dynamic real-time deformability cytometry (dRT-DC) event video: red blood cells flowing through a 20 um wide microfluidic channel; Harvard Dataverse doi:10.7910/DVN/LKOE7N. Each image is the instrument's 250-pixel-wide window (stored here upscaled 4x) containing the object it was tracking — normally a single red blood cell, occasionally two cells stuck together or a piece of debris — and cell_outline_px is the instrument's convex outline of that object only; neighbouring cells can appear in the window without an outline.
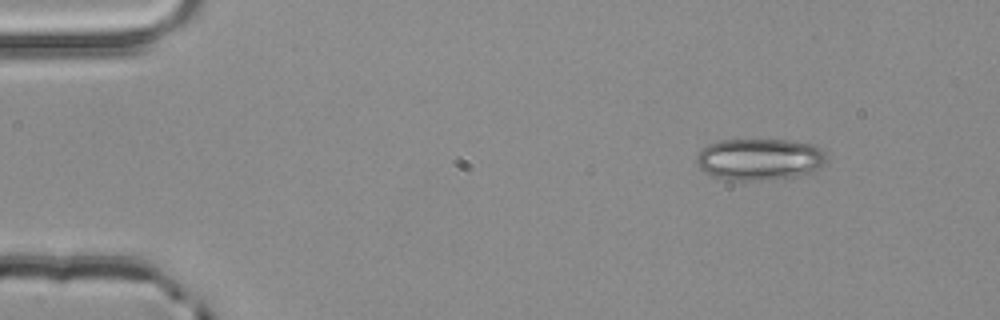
{"species": "common noctule bat (a hibernating species)", "species_latin": "Nyctalus noctula", "temperature_condition": "room temperature", "stored_images_in_passage": 2, "camera_frame_rate_fps": 3000, "um_per_image_px": 0.085, "animal": {"sex": "male", "body_mass_g": 20.4}, "frame": {"image": 1, "passage_image": 2, "time_ms": 0.333, "image_size_px": [1000, 320], "cell_outline_px": [[828, 160], [820, 168], [812, 172], [792, 176], [760, 180], [732, 180], [712, 176], [700, 168], [696, 164], [696, 156], [708, 144], [720, 140], [788, 140], [812, 144], [820, 148], [828, 156]], "centroid_in_image_um": [64.58, 13.53], "position_along_channel_um": 20.4, "area_um2": 31.5}}